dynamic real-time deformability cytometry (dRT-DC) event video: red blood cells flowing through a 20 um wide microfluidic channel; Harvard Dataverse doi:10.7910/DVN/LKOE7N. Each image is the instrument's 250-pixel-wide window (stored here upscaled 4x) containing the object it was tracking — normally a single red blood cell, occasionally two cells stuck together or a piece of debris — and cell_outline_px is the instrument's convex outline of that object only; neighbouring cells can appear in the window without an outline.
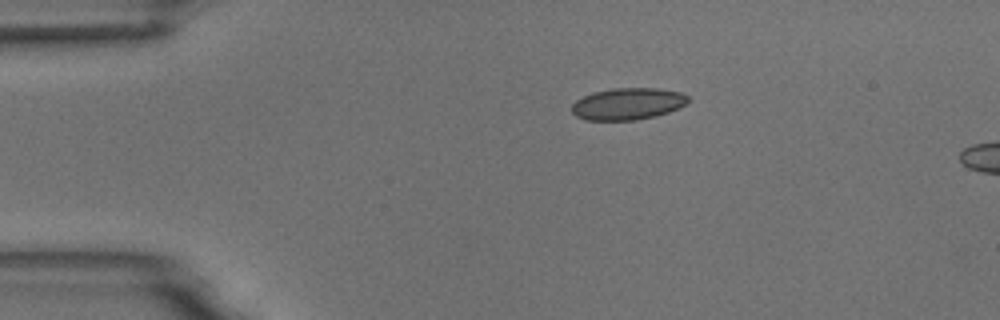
{"species": "common noctule bat (a hibernating species)", "species_latin": "Nyctalus noctula", "temperature_condition": "room temperature", "stored_images_in_passage": 3, "camera_frame_rate_fps": 3000, "um_per_image_px": 0.085, "animal": {"sex": "male", "body_mass_g": 18.8}, "frame": {"image": 1, "passage_image": 1, "time_ms": 0.0, "image_size_px": [1000, 320], "cell_outline_px": [[692, 100], [668, 112], [656, 116], [636, 120], [584, 120], [576, 116], [572, 112], [572, 104], [576, 100], [592, 92], [612, 88], [656, 88], [680, 92], [688, 96]], "centroid_in_image_um": [53.34, 8.82], "position_along_channel_um": 31.7, "area_um2": 21.62}}
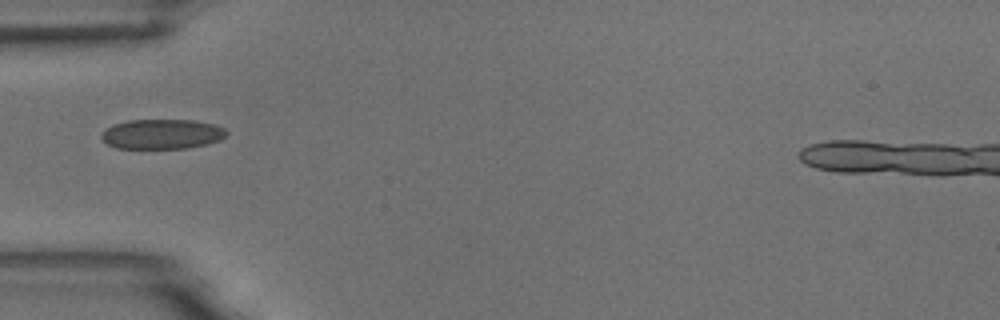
{"frame": {"image": 2, "passage_image": 3, "time_ms": 2.333, "image_size_px": [1000, 320], "cell_outline_px": [[228, 136], [220, 140], [208, 144], [188, 148], [116, 148], [108, 144], [100, 136], [112, 124], [128, 120], [196, 120], [216, 124], [224, 128], [228, 132]], "centroid_in_image_um": [13.84, 11.39], "position_along_channel_um": 71.2, "area_um2": 21.91}}